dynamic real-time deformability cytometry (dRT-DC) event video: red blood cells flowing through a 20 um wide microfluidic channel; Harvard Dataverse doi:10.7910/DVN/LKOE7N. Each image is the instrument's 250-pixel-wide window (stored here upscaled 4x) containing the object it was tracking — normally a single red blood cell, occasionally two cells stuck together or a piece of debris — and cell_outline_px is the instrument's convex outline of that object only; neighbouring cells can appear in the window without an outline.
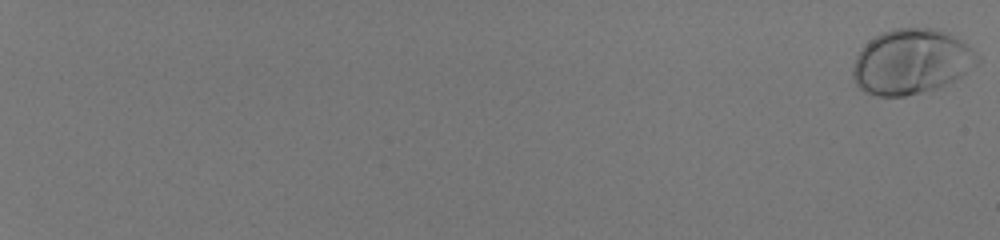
{"species": "human", "species_latin": "Homo sapiens", "temperature_condition": "room temperature", "stored_images_in_passage": 58, "camera_frame_rate_fps": 3000, "um_per_image_px": 0.085, "donor": {"sex": "male"}, "frame": {"image": 1, "passage_image": 1, "time_ms": 0.0, "image_size_px": [1000, 240], "cell_outline_px": [[980, 64], [940, 88], [904, 96], [876, 96], [864, 92], [856, 84], [852, 76], [852, 68], [856, 56], [880, 32], [896, 28], [928, 28], [944, 32], [968, 44], [980, 56]], "centroid_in_image_um": [77.49, 5.26], "position_along_channel_um": 7.5, "area_um2": 47.11}}
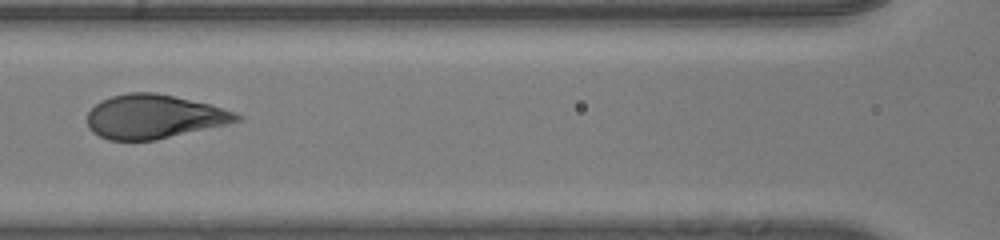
{"frame": {"image": 2, "passage_image": 34, "time_ms": 11.0, "image_size_px": [1000, 240], "cell_outline_px": [[244, 120], [156, 140], [108, 140], [92, 132], [88, 128], [88, 112], [100, 100], [112, 96], [128, 92], [156, 92], [208, 104], [236, 112], [244, 116]], "centroid_in_image_um": [13.09, 9.91], "position_along_channel_um": 153.5, "area_um2": 38.26}}
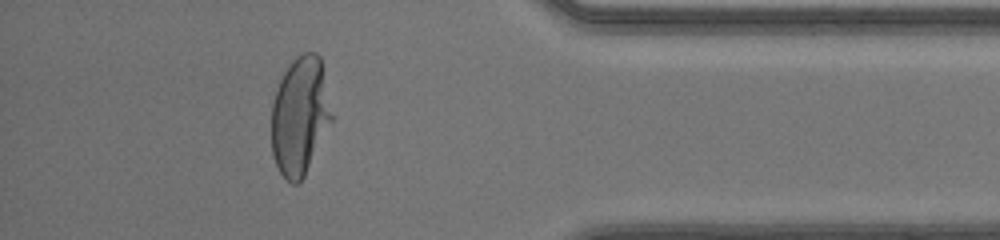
{"frame": {"image": 3, "passage_image": 54, "time_ms": 17.667, "image_size_px": [1000, 240], "cell_outline_px": [[332, 120], [300, 184], [292, 184], [280, 172], [272, 156], [272, 104], [280, 80], [288, 64], [296, 56], [304, 52], [316, 52], [320, 56], [332, 116]], "centroid_in_image_um": [25.48, 9.85], "position_along_channel_um": 409.7, "area_um2": 41.1}, "authors_computed_cell_mechanics": {"area_um2": 40.6045, "velocity_mm_per_s": 4.0923, "shape_relaxation_time_tau1_ms": 3.3334, "shape_relaxation_time_tau2_ms": null, "deformation_change_tau1": 0.2006, "deformation_change_tau2": null}}